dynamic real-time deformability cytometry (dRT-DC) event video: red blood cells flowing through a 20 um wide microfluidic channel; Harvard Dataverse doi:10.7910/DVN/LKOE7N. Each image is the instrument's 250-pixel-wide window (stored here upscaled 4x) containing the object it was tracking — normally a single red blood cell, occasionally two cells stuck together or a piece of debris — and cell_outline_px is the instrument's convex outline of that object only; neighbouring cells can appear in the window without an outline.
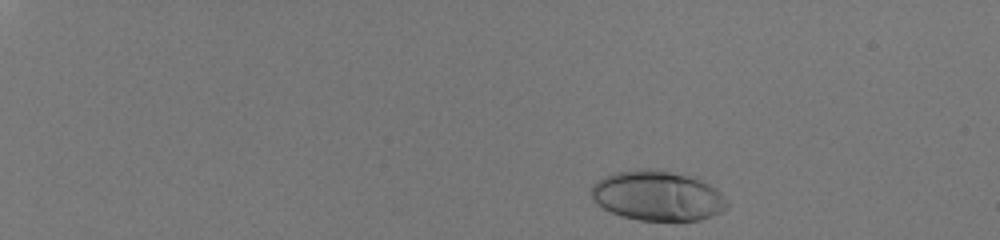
{"species": "human", "species_latin": "Homo sapiens", "temperature_condition": "room temperature", "stored_images_in_passage": 42, "camera_frame_rate_fps": 3000, "um_per_image_px": 0.085, "donor": {"sex": "male"}, "frame": {"image": 1, "passage_image": 3, "time_ms": 0.667, "image_size_px": [1000, 240], "cell_outline_px": [[728, 204], [720, 212], [712, 216], [700, 220], [640, 220], [624, 216], [612, 212], [596, 204], [592, 200], [592, 184], [604, 176], [616, 172], [636, 168], [648, 168], [688, 176], [700, 180], [716, 188], [728, 200]], "centroid_in_image_um": [55.87, 16.63], "position_along_channel_um": 29.1, "area_um2": 39.25}}
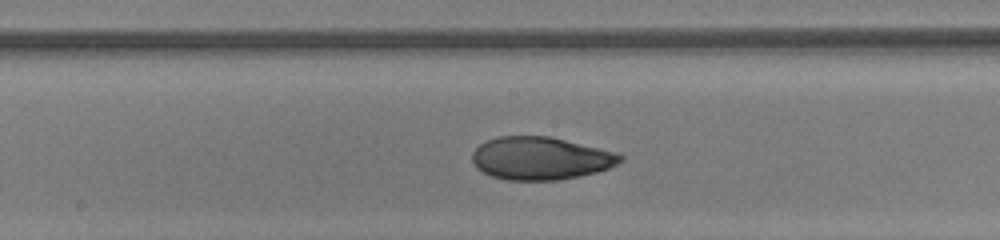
{"frame": {"image": 2, "passage_image": 27, "time_ms": 8.667, "image_size_px": [1000, 240], "cell_outline_px": [[624, 160], [608, 168], [596, 172], [556, 180], [508, 180], [492, 176], [476, 168], [472, 160], [472, 152], [480, 144], [496, 136], [548, 136], [612, 152], [624, 156]], "centroid_in_image_um": [45.89, 13.46], "position_along_channel_um": 202.3, "area_um2": 36.41}}
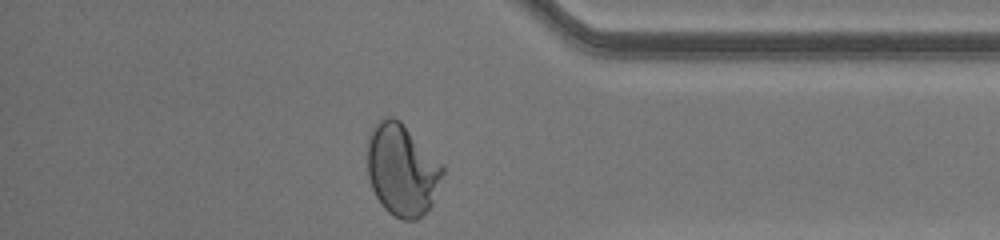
{"frame": {"image": 3, "passage_image": 42, "time_ms": 13.667, "image_size_px": [1000, 240], "cell_outline_px": [[444, 172], [432, 204], [416, 220], [404, 220], [388, 212], [380, 204], [372, 188], [368, 176], [368, 132], [380, 120], [388, 116], [392, 116], [400, 120], [444, 164]], "centroid_in_image_um": [34.18, 14.41], "position_along_channel_um": 401.0, "area_um2": 40.4}, "authors_computed_cell_mechanics": {"area_um2": 37.4255, "velocity_mm_per_s": 4.1261, "shape_relaxation_time_tau1_ms": null, "shape_relaxation_time_tau2_ms": 0.7179, "deformation_change_tau1": null, "deformation_change_tau2": 0.0465}}